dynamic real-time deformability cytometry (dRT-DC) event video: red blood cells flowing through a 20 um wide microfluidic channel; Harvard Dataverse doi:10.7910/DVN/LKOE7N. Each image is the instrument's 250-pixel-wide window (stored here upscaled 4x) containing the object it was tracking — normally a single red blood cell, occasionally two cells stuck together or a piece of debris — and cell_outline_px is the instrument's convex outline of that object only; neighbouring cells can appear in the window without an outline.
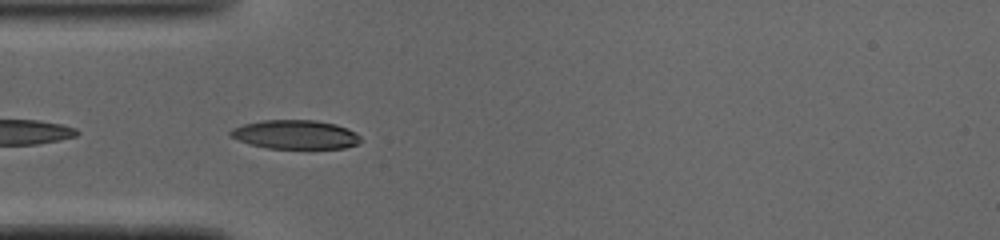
{"species": "common noctule bat (a hibernating species)", "species_latin": "Nyctalus noctula", "temperature_condition": "cold", "stored_images_in_passage": 8, "camera_frame_rate_fps": 3000, "um_per_image_px": 0.085, "animal": {"sex": "male", "body_mass_g": 19.0, "forearm_length_mm": 50.8}, "frame": {"image": 1, "passage_image": 6, "time_ms": 1.667, "image_size_px": [1000, 240], "cell_outline_px": [[360, 144], [344, 148], [268, 148], [248, 144], [228, 136], [228, 132], [232, 128], [244, 124], [264, 120], [316, 120], [336, 124], [348, 128], [356, 132], [360, 136]], "centroid_in_image_um": [25.1, 11.43], "position_along_channel_um": 59.9, "area_um2": 22.14}}